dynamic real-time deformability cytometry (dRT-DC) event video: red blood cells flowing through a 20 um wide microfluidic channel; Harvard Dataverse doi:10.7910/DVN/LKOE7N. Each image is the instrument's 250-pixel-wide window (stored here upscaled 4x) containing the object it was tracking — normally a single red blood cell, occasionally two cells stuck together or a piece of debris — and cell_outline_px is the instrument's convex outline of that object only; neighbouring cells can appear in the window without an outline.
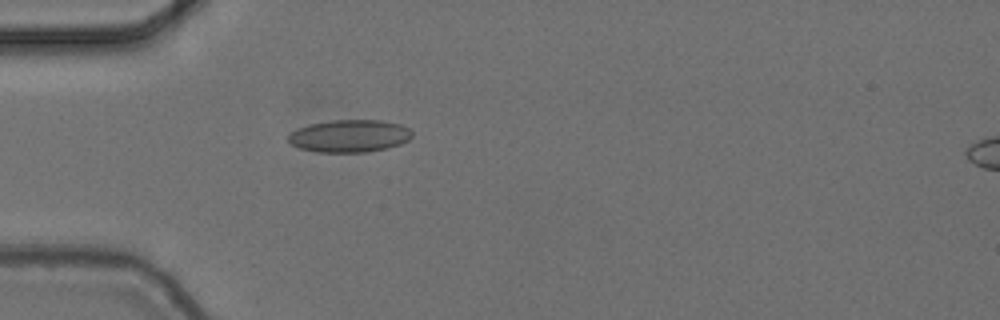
{"species": "common noctule bat (a hibernating species)", "species_latin": "Nyctalus noctula", "temperature_condition": "cold", "stored_images_in_passage": 40, "camera_frame_rate_fps": 3000, "um_per_image_px": 0.085, "animal": {"sex": "female", "body_mass_g": 24.6, "forearm_length_mm": 56.2}, "frame": {"image": 1, "passage_image": 1, "time_ms": 0.0, "image_size_px": [1000, 320], "cell_outline_px": [[412, 136], [408, 140], [400, 144], [388, 148], [368, 152], [316, 152], [300, 148], [292, 144], [288, 140], [288, 136], [296, 128], [308, 124], [332, 120], [380, 120], [400, 124], [408, 128], [412, 132]], "centroid_in_image_um": [29.7, 11.55], "position_along_channel_um": 55.3, "area_um2": 23.52}}
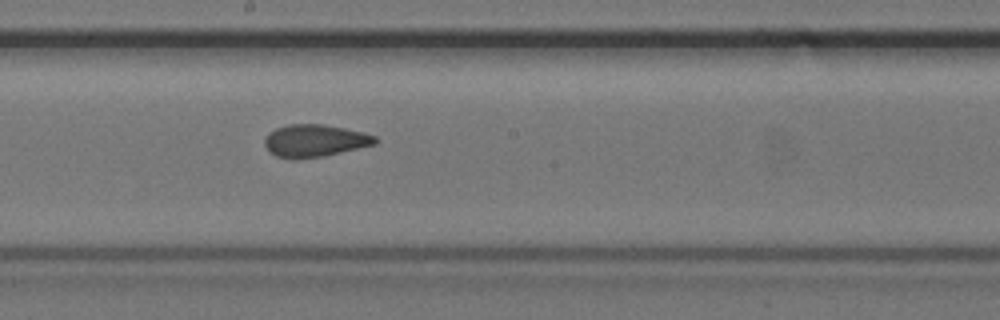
{"frame": {"image": 2, "passage_image": 15, "time_ms": 4.667, "image_size_px": [1000, 320], "cell_outline_px": [[376, 144], [324, 156], [292, 160], [276, 156], [268, 152], [264, 144], [264, 140], [276, 128], [288, 124], [320, 124], [344, 128], [364, 132], [376, 136]], "centroid_in_image_um": [26.74, 11.97], "position_along_channel_um": 221.5, "area_um2": 20.87}}
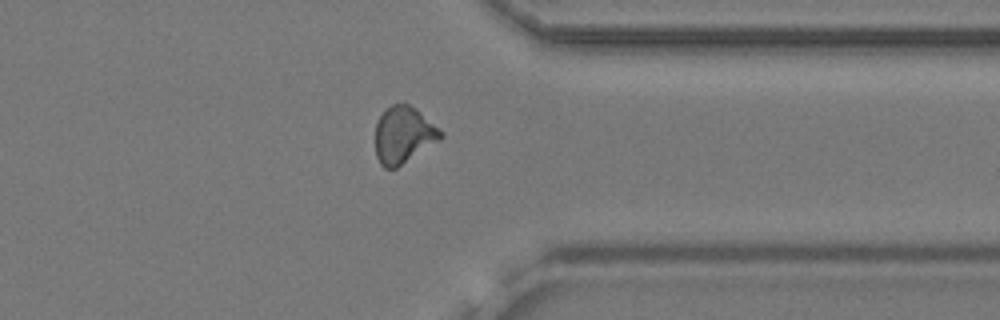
{"frame": {"image": 3, "passage_image": 28, "time_ms": 9.0, "image_size_px": [1000, 320], "cell_outline_px": [[444, 136], [440, 140], [396, 168], [384, 168], [380, 164], [376, 156], [376, 124], [380, 116], [392, 104], [408, 104], [416, 108], [444, 132]], "centroid_in_image_um": [34.32, 11.47], "position_along_channel_um": 377.1, "area_um2": 21.5}, "authors_computed_cell_mechanics": {"area_um2": 20.9525, "velocity_mm_per_s": 3.7139, "shape_relaxation_time_tau1_ms": null, "shape_relaxation_time_tau2_ms": 1.296, "deformation_change_tau1": null, "deformation_change_tau2": 0.0602}}